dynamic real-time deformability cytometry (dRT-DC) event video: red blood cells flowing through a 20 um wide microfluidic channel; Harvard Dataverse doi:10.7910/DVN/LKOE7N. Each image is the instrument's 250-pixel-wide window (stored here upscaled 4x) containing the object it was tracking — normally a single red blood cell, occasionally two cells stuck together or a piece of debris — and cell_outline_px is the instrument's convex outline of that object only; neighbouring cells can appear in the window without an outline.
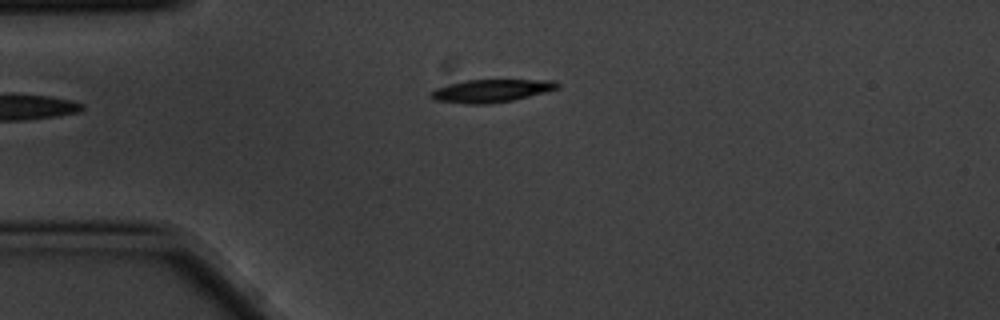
{"species": "common noctule bat (a hibernating species)", "species_latin": "Nyctalus noctula", "temperature_condition": "cold", "stored_images_in_passage": 2, "camera_frame_rate_fps": 3000, "um_per_image_px": 0.085, "animal": {"sex": "male", "body_mass_g": 20.1, "forearm_length_mm": 53.5}, "frame": {"image": 1, "passage_image": 2, "time_ms": 0.333, "image_size_px": [1000, 320], "cell_outline_px": [[560, 88], [512, 100], [492, 104], [464, 104], [432, 100], [428, 96], [428, 92], [436, 88], [468, 80], [556, 80], [560, 84]], "centroid_in_image_um": [41.72, 7.73], "position_along_channel_um": 43.3, "area_um2": 16.94}}